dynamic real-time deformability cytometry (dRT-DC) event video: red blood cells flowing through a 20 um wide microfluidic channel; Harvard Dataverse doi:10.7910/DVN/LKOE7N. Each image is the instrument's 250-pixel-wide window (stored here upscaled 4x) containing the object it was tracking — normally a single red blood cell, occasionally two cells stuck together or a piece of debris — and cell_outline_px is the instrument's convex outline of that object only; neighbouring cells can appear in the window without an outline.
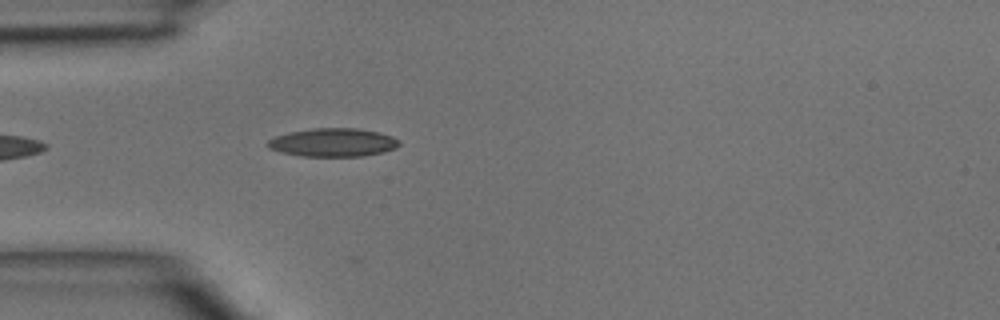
{"species": "common noctule bat (a hibernating species)", "species_latin": "Nyctalus noctula", "temperature_condition": "room temperature", "stored_images_in_passage": 1, "camera_frame_rate_fps": 3000, "um_per_image_px": 0.085, "animal": {"sex": "male", "body_mass_g": 15.6}, "frame": {"image": 1, "passage_image": 1, "time_ms": 0.0, "image_size_px": [1000, 320], "cell_outline_px": [[400, 144], [396, 148], [384, 152], [364, 156], [300, 156], [280, 152], [268, 148], [264, 144], [268, 140], [276, 136], [292, 132], [312, 128], [356, 128], [380, 132], [392, 136], [400, 140]], "centroid_in_image_um": [28.32, 12.11], "position_along_channel_um": 56.7, "area_um2": 21.91}}